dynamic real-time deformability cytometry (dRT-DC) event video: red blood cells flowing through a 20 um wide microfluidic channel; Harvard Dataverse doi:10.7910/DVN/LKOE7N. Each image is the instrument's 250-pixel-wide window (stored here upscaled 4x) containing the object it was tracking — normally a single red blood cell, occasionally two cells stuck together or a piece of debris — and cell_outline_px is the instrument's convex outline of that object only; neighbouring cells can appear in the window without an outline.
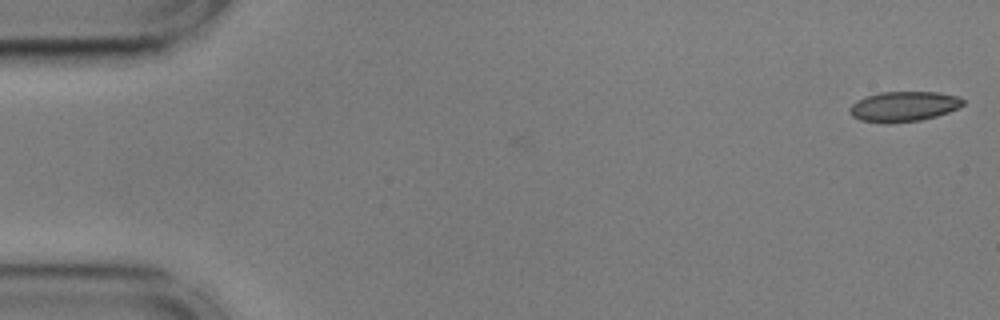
{"species": "common noctule bat (a hibernating species)", "species_latin": "Nyctalus noctula", "temperature_condition": "cold", "stored_images_in_passage": 43, "camera_frame_rate_fps": 3000, "um_per_image_px": 0.085, "animal": {"sex": "male", "body_mass_g": 17.9, "forearm_length_mm": 54.2}, "frame": {"image": 1, "passage_image": 1, "time_ms": 0.0, "image_size_px": [1000, 320], "cell_outline_px": [[964, 104], [948, 112], [936, 116], [920, 120], [888, 124], [860, 120], [852, 116], [848, 112], [848, 108], [856, 100], [880, 92], [936, 92], [960, 96], [964, 100]], "centroid_in_image_um": [76.78, 9.05], "position_along_channel_um": 8.2, "area_um2": 20.0}}
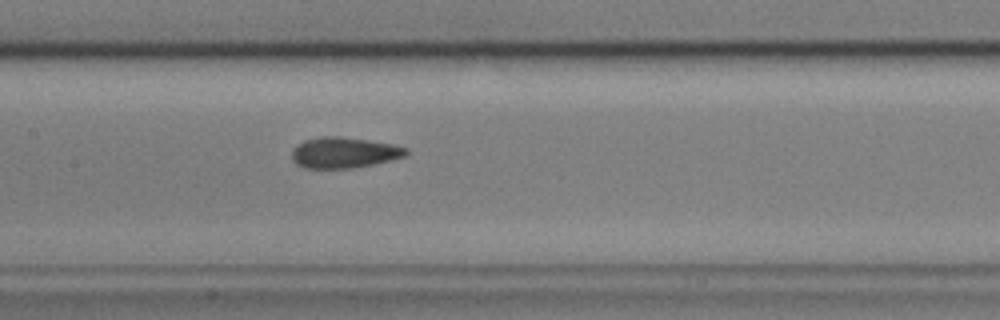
{"frame": {"image": 2, "passage_image": 26, "time_ms": 8.333, "image_size_px": [1000, 320], "cell_outline_px": [[408, 152], [404, 156], [372, 164], [352, 168], [304, 168], [296, 164], [292, 160], [292, 148], [296, 144], [304, 140], [324, 136], [340, 136], [392, 144], [408, 148]], "centroid_in_image_um": [29.18, 12.97], "position_along_channel_um": 178.2, "area_um2": 20.4}}
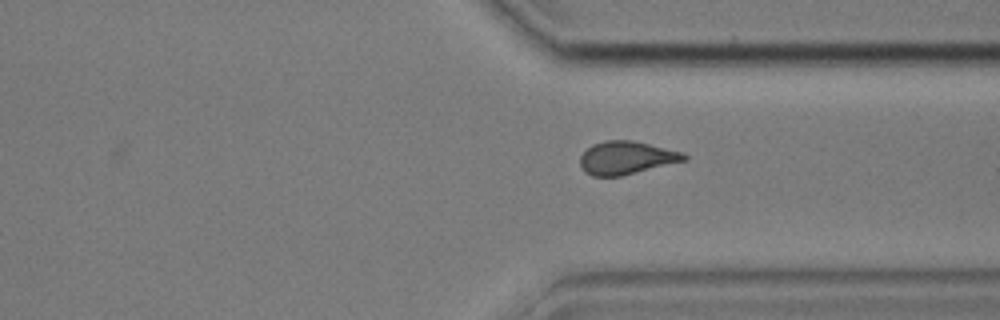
{"frame": {"image": 3, "passage_image": 41, "time_ms": 13.333, "image_size_px": [1000, 320], "cell_outline_px": [[688, 160], [620, 176], [592, 176], [584, 172], [580, 164], [580, 156], [592, 144], [604, 140], [632, 140], [684, 152], [688, 156]], "centroid_in_image_um": [53.25, 13.41], "position_along_channel_um": 358.1, "area_um2": 20.11}, "authors_computed_cell_mechanics": {"area_um2": 20.4612, "velocity_mm_per_s": 3.6049, "shape_relaxation_time_tau1_ms": null, "shape_relaxation_time_tau2_ms": 2.1651, "deformation_change_tau1": null, "deformation_change_tau2": 0.0846}}